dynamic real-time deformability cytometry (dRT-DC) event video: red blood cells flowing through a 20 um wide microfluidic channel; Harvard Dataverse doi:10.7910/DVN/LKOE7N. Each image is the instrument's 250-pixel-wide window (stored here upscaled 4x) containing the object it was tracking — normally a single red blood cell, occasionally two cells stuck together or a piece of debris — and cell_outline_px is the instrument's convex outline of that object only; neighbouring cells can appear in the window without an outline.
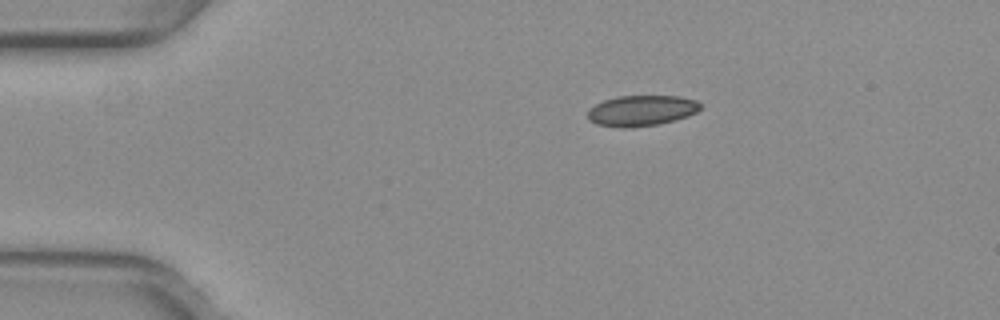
{"species": "common noctule bat (a hibernating species)", "species_latin": "Nyctalus noctula", "temperature_condition": "warm", "stored_images_in_passage": 43, "camera_frame_rate_fps": 3000, "um_per_image_px": 0.085, "animal": {"sex": "female", "body_mass_g": 29.2, "forearm_length_mm": 56.3}, "frame": {"image": 1, "passage_image": 1, "time_ms": 0.0, "image_size_px": [1000, 320], "cell_outline_px": [[700, 108], [696, 112], [688, 116], [676, 120], [660, 124], [624, 128], [596, 124], [588, 120], [588, 108], [604, 100], [616, 96], [680, 96], [696, 100], [700, 104]], "centroid_in_image_um": [54.51, 9.4], "position_along_channel_um": 30.5, "area_um2": 20.23}}
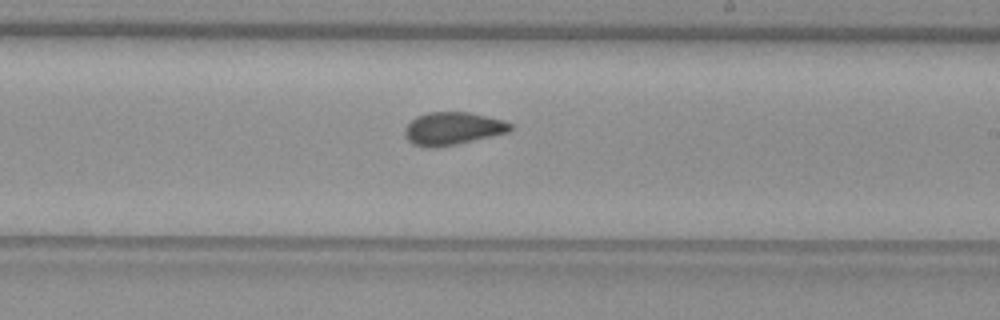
{"frame": {"image": 2, "passage_image": 22, "time_ms": 7.0, "image_size_px": [1000, 320], "cell_outline_px": [[512, 128], [508, 132], [456, 144], [436, 148], [428, 148], [412, 144], [404, 136], [404, 128], [416, 116], [428, 112], [468, 112], [504, 120], [512, 124]], "centroid_in_image_um": [38.44, 10.93], "position_along_channel_um": 250.6, "area_um2": 20.17}}
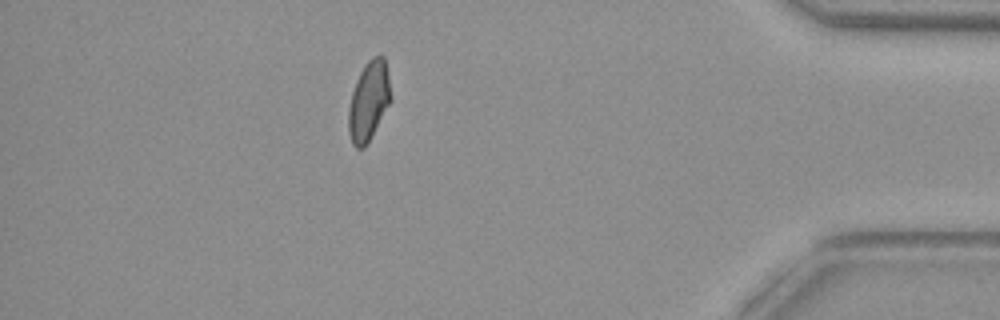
{"frame": {"image": 3, "passage_image": 37, "time_ms": 12.0, "image_size_px": [1000, 320], "cell_outline_px": [[392, 100], [364, 148], [356, 148], [352, 144], [348, 132], [348, 108], [352, 92], [356, 80], [364, 64], [372, 56], [384, 56], [392, 96]], "centroid_in_image_um": [31.33, 8.58], "position_along_channel_um": 403.9, "area_um2": 19.59}, "authors_computed_cell_mechanics": {"area_um2": 19.941, "velocity_mm_per_s": 3.9747, "shape_relaxation_time_tau1_ms": null, "shape_relaxation_time_tau2_ms": 1.2616, "deformation_change_tau1": null, "deformation_change_tau2": 0.0608}}